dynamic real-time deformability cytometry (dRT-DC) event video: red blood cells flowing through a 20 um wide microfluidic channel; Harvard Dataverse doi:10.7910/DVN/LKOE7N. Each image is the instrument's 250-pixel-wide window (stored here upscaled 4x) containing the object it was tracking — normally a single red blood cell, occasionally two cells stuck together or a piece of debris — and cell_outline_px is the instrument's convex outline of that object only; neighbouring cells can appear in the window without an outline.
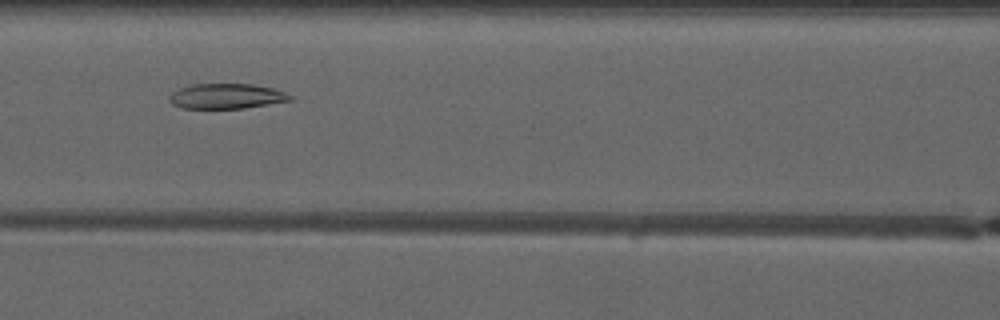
{"species": "common noctule bat (a hibernating species)", "species_latin": "Nyctalus noctula", "temperature_condition": "warm", "stored_images_in_passage": 5, "camera_frame_rate_fps": 3000, "um_per_image_px": 0.085, "animal": {"sex": "male", "forearm_length_mm": 52.5}, "frame": {"image": 1, "passage_image": 5, "time_ms": 4.667, "image_size_px": [1000, 320], "cell_outline_px": [[292, 100], [244, 108], [184, 108], [172, 104], [168, 100], [168, 96], [172, 92], [180, 88], [192, 84], [252, 84], [272, 88], [284, 92], [292, 96]], "centroid_in_image_um": [19.22, 8.17], "position_along_channel_um": 147.4, "area_um2": 17.57}}